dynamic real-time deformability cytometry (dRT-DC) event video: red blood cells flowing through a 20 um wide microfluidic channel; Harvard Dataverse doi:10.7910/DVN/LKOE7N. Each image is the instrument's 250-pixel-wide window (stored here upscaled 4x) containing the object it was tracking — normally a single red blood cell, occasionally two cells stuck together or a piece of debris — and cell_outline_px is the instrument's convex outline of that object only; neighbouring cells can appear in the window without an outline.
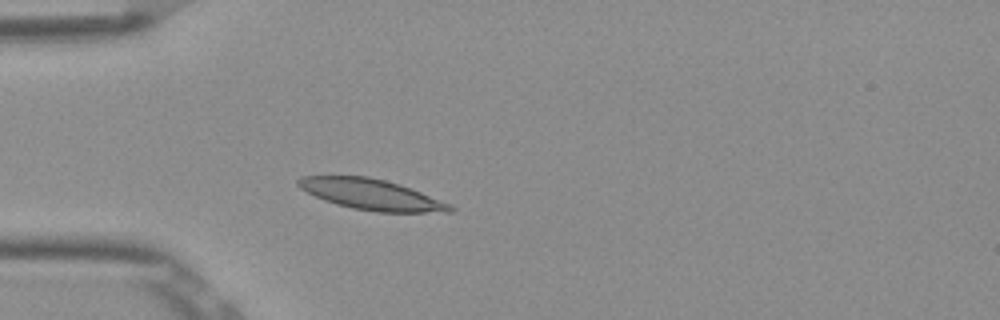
{"species": "Egyptian fruit bat (a non-hibernating species)", "species_latin": "Rousettus aegyptiacus", "temperature_condition": "room temperature", "stored_images_in_passage": 30, "camera_frame_rate_fps": 3000, "um_per_image_px": 0.085, "frame": {"image": 1, "passage_image": 6, "time_ms": 1.667, "image_size_px": [1000, 320], "cell_outline_px": [[456, 208], [452, 212], [376, 212], [352, 208], [336, 204], [324, 200], [300, 188], [296, 184], [296, 180], [300, 176], [368, 176], [400, 184], [452, 204]], "centroid_in_image_um": [31.59, 16.53], "position_along_channel_um": 53.4, "area_um2": 27.17}}
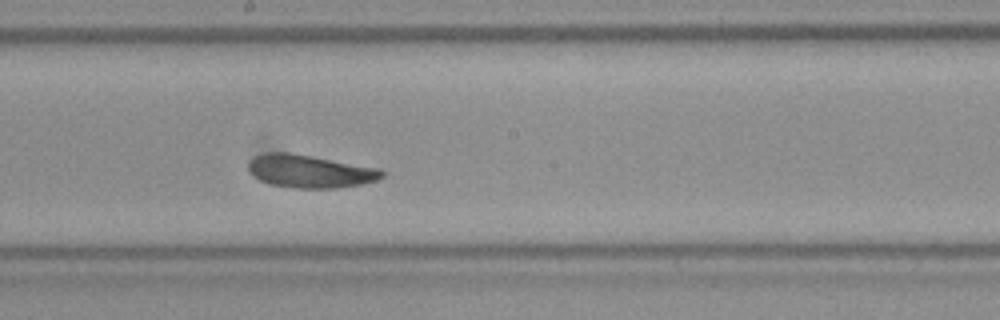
{"frame": {"image": 2, "passage_image": 20, "time_ms": 6.333, "image_size_px": [1000, 320], "cell_outline_px": [[384, 176], [376, 180], [360, 184], [336, 188], [292, 188], [272, 184], [260, 180], [248, 168], [248, 160], [252, 156], [264, 152], [288, 152], [312, 156], [380, 168], [384, 172]], "centroid_in_image_um": [26.32, 14.54], "position_along_channel_um": 221.9, "area_um2": 25.61}}
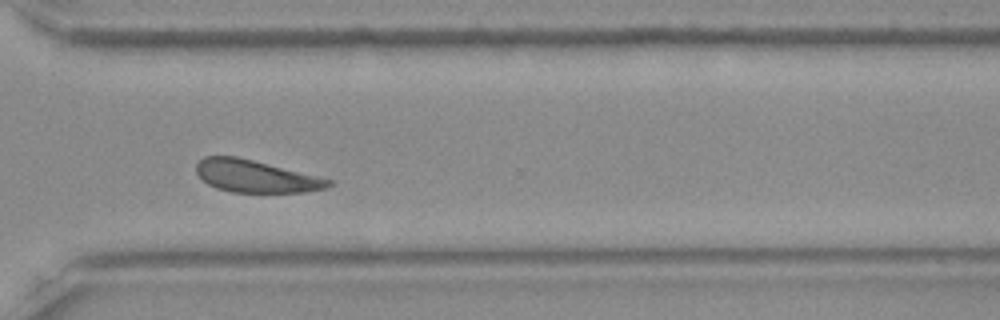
{"frame": {"image": 3, "passage_image": 30, "time_ms": 9.667, "image_size_px": [1000, 320], "cell_outline_px": [[332, 184], [328, 188], [304, 192], [232, 192], [216, 188], [208, 184], [196, 172], [196, 164], [204, 156], [236, 156], [332, 180]], "centroid_in_image_um": [21.71, 14.99], "position_along_channel_um": 348.9, "area_um2": 24.51}}